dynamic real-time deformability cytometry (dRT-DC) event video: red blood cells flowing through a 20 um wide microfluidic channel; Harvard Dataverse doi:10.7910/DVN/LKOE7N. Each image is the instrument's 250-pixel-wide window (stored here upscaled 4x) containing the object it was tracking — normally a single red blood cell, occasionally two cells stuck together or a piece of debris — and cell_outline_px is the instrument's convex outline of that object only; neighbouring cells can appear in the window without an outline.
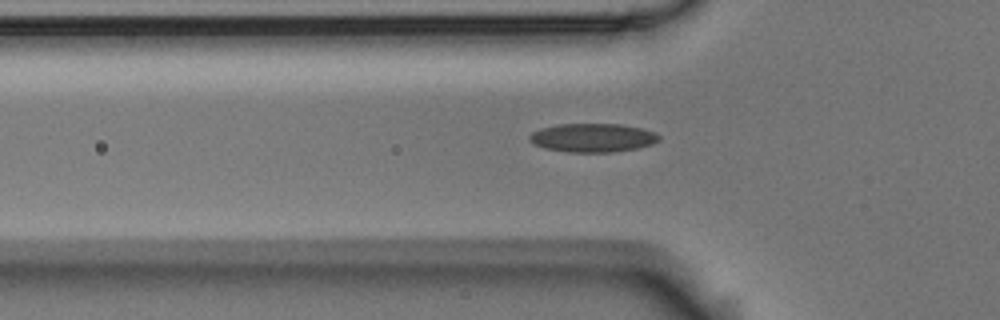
{"species": "Egyptian fruit bat (a non-hibernating species)", "species_latin": "Rousettus aegyptiacus", "temperature_condition": "room temperature", "stored_images_in_passage": 6, "segment_of_instrument_passage": [2, 2], "camera_frame_rate_fps": 3000, "um_per_image_px": 0.085, "animal": {"sex": "male"}, "frame": {"image": 1, "passage_image": 6, "time_ms": 1.667, "image_size_px": [1000, 320], "cell_outline_px": [[660, 140], [652, 144], [636, 148], [612, 152], [568, 152], [544, 148], [532, 144], [528, 140], [528, 136], [532, 132], [540, 128], [560, 124], [620, 124], [640, 128], [656, 132], [660, 136]], "centroid_in_image_um": [50.35, 11.71], "position_along_channel_um": 75.5, "area_um2": 21.73}}